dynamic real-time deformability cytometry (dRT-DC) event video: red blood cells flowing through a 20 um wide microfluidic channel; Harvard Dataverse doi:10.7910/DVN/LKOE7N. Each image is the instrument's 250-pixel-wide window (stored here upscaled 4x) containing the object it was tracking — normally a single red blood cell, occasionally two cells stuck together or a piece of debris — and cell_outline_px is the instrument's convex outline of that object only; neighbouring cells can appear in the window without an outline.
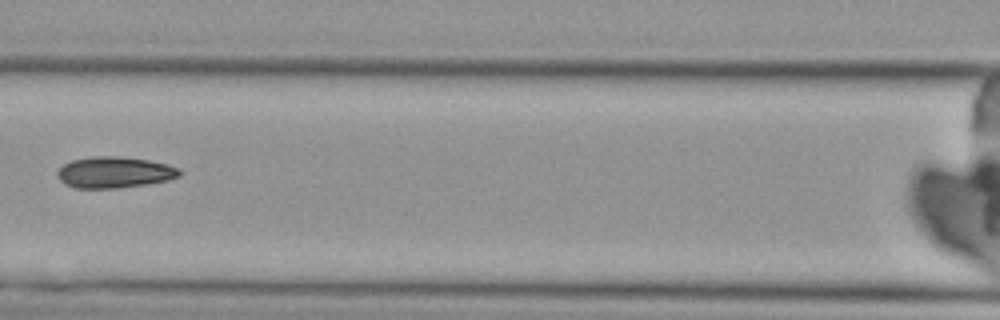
{"species": "Egyptian fruit bat (a non-hibernating species)", "species_latin": "Rousettus aegyptiacus", "temperature_condition": "cold", "stored_images_in_passage": 8, "camera_frame_rate_fps": 3000, "um_per_image_px": 0.085, "animal": {"sex": "female"}, "frame": {"image": 1, "passage_image": 8, "time_ms": 8.0, "image_size_px": [1000, 320], "cell_outline_px": [[180, 176], [168, 180], [144, 184], [116, 188], [72, 188], [64, 184], [56, 176], [56, 172], [64, 164], [72, 160], [92, 156], [120, 156], [148, 160], [168, 164], [180, 168]], "centroid_in_image_um": [9.7, 14.64], "position_along_channel_um": 156.9, "area_um2": 22.31}}